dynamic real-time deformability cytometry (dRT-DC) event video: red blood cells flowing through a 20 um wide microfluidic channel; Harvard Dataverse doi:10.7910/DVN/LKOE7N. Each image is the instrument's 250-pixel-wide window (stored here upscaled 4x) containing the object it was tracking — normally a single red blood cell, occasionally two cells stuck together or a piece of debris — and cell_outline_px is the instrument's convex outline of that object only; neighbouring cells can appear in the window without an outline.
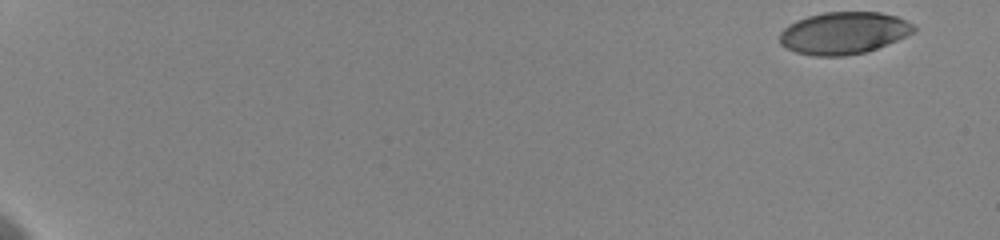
{"species": "human", "species_latin": "Homo sapiens", "temperature_condition": "cold", "stored_images_in_passage": 15, "camera_frame_rate_fps": 3000, "um_per_image_px": 0.085, "donor": {"sex": "female"}, "frame": {"image": 1, "passage_image": 1, "time_ms": 0.0, "image_size_px": [1000, 240], "cell_outline_px": [[916, 32], [868, 52], [844, 56], [812, 56], [796, 52], [780, 44], [780, 32], [788, 24], [796, 20], [808, 16], [824, 12], [880, 12], [896, 16], [912, 24], [916, 28]], "centroid_in_image_um": [71.71, 2.81], "position_along_channel_um": 13.3, "area_um2": 33.06}}